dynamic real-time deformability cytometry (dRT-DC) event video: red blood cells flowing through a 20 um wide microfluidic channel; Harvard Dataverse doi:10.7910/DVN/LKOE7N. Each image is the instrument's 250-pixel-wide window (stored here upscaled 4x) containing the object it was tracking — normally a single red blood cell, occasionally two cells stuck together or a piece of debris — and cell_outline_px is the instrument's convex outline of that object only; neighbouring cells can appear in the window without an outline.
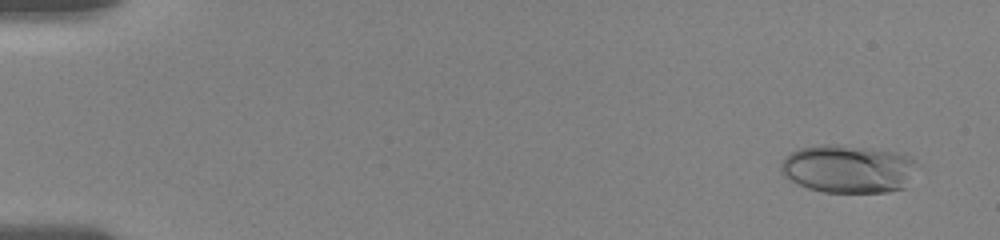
{"species": "human", "species_latin": "Homo sapiens", "temperature_condition": "room temperature", "stored_images_in_passage": 8, "camera_frame_rate_fps": 3000, "um_per_image_px": 0.085, "donor": {"sex": "female"}, "frame": {"image": 1, "passage_image": 2, "time_ms": 0.667, "image_size_px": [1000, 240], "cell_outline_px": [[920, 164], [904, 188], [888, 192], [824, 192], [808, 188], [784, 176], [780, 172], [780, 164], [792, 152], [800, 148], [820, 144], [836, 144], [868, 148], [896, 152], [912, 156]], "centroid_in_image_um": [72.15, 14.34], "position_along_channel_um": 12.9, "area_um2": 38.38}}
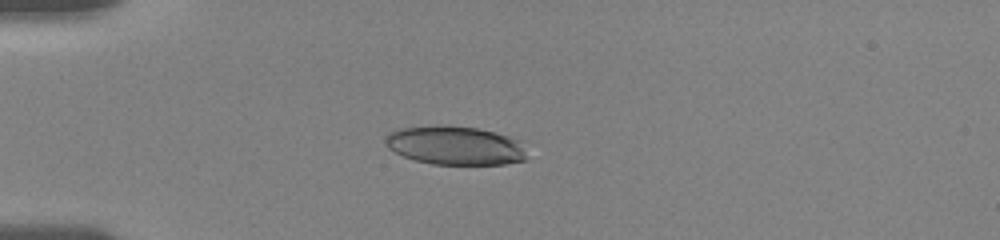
{"frame": {"image": 2, "passage_image": 7, "time_ms": 4.667, "image_size_px": [1000, 240], "cell_outline_px": [[524, 160], [504, 164], [432, 164], [416, 160], [404, 156], [388, 148], [384, 140], [392, 132], [400, 128], [476, 128], [496, 132], [508, 136], [516, 140], [524, 152]], "centroid_in_image_um": [38.68, 12.41], "position_along_channel_um": 46.3, "area_um2": 30.4}}